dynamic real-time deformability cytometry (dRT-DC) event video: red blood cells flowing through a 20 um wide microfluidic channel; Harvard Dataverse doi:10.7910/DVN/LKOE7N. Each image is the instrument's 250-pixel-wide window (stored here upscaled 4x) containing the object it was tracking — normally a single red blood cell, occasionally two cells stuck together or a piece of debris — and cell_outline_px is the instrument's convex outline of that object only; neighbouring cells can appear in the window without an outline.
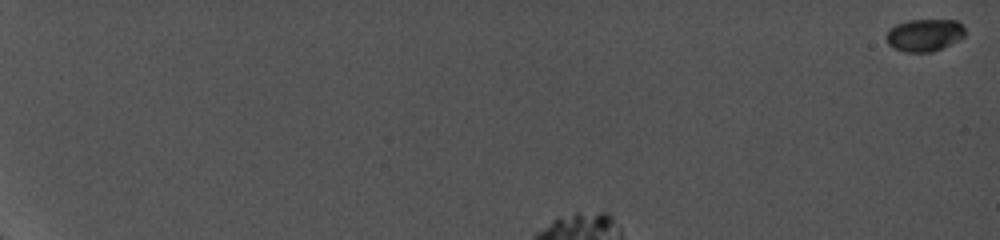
{"species": "common noctule bat (a hibernating species)", "species_latin": "Nyctalus noctula", "temperature_condition": "cold", "stored_images_in_passage": 34, "camera_frame_rate_fps": 5000, "um_per_image_px": 0.085, "animal": {"sex": "female", "body_mass_g": 19.0, "forearm_length_mm": 56.7}, "frame": {"image": 1, "passage_image": 1, "time_ms": 0.0, "image_size_px": [1000, 240], "cell_outline_px": [[964, 36], [932, 52], [904, 52], [892, 48], [888, 44], [884, 36], [888, 28], [896, 24], [908, 20], [956, 20], [964, 28]], "centroid_in_image_um": [78.48, 2.98], "position_along_channel_um": 6.5, "area_um2": 14.85}}